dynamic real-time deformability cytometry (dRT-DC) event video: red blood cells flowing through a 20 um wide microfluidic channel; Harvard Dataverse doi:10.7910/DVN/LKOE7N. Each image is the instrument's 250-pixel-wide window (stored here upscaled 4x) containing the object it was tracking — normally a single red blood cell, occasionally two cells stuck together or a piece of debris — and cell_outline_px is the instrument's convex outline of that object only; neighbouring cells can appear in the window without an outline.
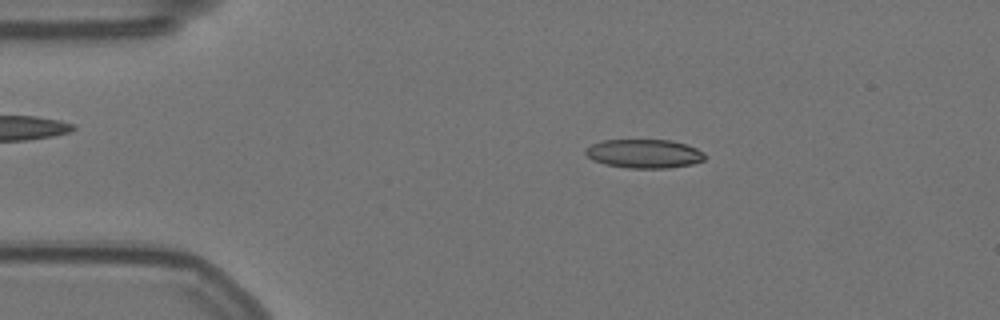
{"species": "Egyptian fruit bat (a non-hibernating species)", "species_latin": "Rousettus aegyptiacus", "temperature_condition": "warm", "stored_images_in_passage": 55, "camera_frame_rate_fps": 3000, "um_per_image_px": 0.085, "animal": {"sex": "female"}, "frame": {"image": 1, "passage_image": 9, "time_ms": 2.667, "image_size_px": [1000, 320], "cell_outline_px": [[704, 160], [692, 164], [668, 168], [628, 168], [604, 164], [592, 160], [584, 152], [584, 148], [600, 140], [668, 140], [688, 144], [704, 152]], "centroid_in_image_um": [54.73, 13.06], "position_along_channel_um": 30.3, "area_um2": 20.17}}
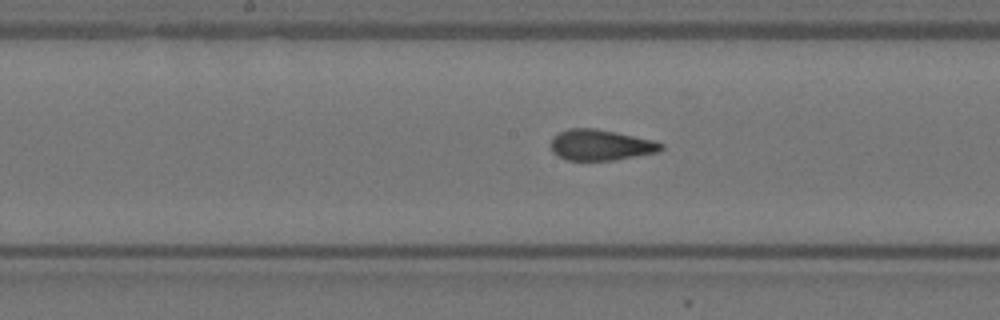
{"frame": {"image": 2, "passage_image": 27, "time_ms": 8.667, "image_size_px": [1000, 320], "cell_outline_px": [[664, 148], [656, 152], [612, 160], [568, 160], [552, 152], [552, 140], [560, 132], [568, 128], [596, 128], [616, 132], [652, 140], [664, 144]], "centroid_in_image_um": [51.06, 12.31], "position_along_channel_um": 197.1, "area_um2": 19.42}}
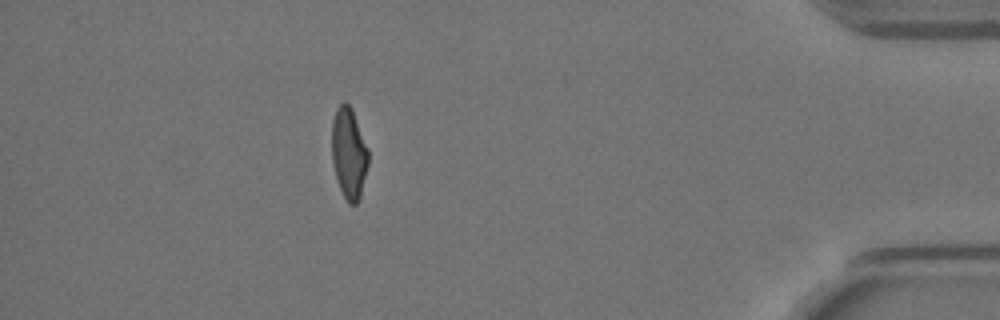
{"frame": {"image": 3, "passage_image": 49, "time_ms": 16.0, "image_size_px": [1000, 320], "cell_outline_px": [[368, 164], [360, 196], [356, 204], [348, 204], [340, 188], [336, 176], [332, 160], [332, 120], [336, 108], [344, 100], [352, 108], [368, 148]], "centroid_in_image_um": [29.65, 12.99], "position_along_channel_um": 405.6, "area_um2": 19.31}, "authors_computed_cell_mechanics": {"area_um2": 19.9988, "velocity_mm_per_s": 3.5523, "shape_relaxation_time_tau1_ms": null, "shape_relaxation_time_tau2_ms": 1.0378, "deformation_change_tau1": null, "deformation_change_tau2": 0.0791}}